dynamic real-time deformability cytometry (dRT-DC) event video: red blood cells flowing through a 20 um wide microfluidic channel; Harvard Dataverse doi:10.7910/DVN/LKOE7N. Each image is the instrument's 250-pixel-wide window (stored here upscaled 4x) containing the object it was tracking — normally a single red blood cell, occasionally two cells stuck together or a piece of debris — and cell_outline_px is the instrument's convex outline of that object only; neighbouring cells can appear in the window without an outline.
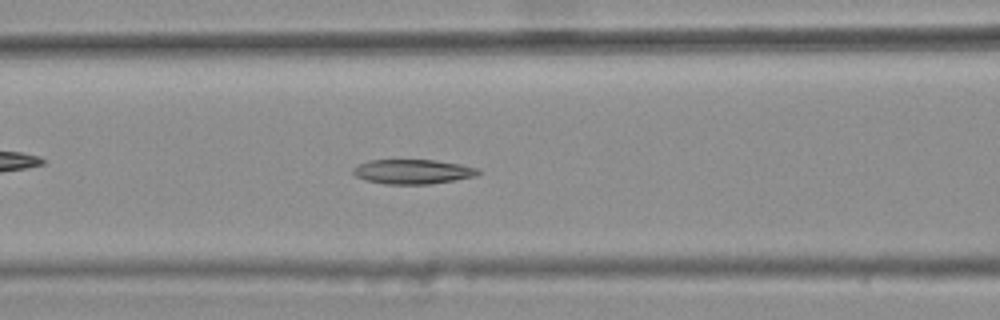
{"species": "common noctule bat (a hibernating species)", "species_latin": "Nyctalus noctula", "temperature_condition": "warm", "stored_images_in_passage": 43, "camera_frame_rate_fps": 3000, "um_per_image_px": 0.085, "animal": {"sex": "female", "body_mass_g": 25.1}, "frame": {"image": 1, "passage_image": 21, "time_ms": 6.667, "image_size_px": [1000, 320], "cell_outline_px": [[480, 172], [476, 176], [432, 184], [384, 184], [364, 180], [356, 176], [352, 172], [352, 168], [368, 160], [432, 160], [460, 164], [480, 168]], "centroid_in_image_um": [35.08, 14.59], "position_along_channel_um": 131.5, "area_um2": 17.98}}
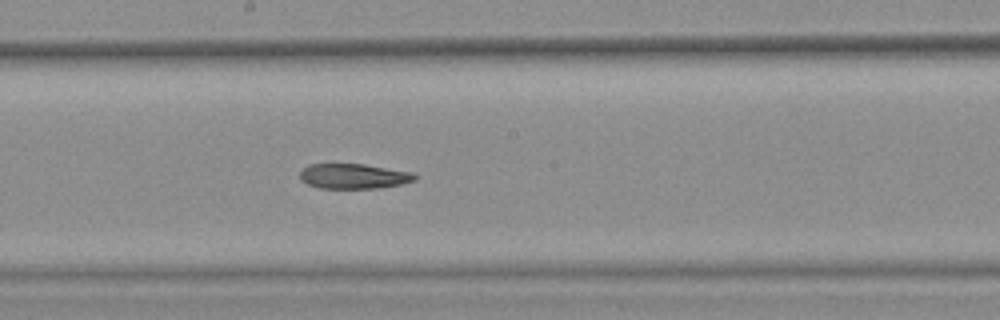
{"frame": {"image": 2, "passage_image": 28, "time_ms": 9.0, "image_size_px": [1000, 320], "cell_outline_px": [[416, 180], [400, 184], [380, 188], [320, 188], [308, 184], [300, 180], [300, 172], [308, 164], [364, 164], [412, 172], [416, 176]], "centroid_in_image_um": [30.05, 14.97], "position_along_channel_um": 218.2, "area_um2": 16.7}}
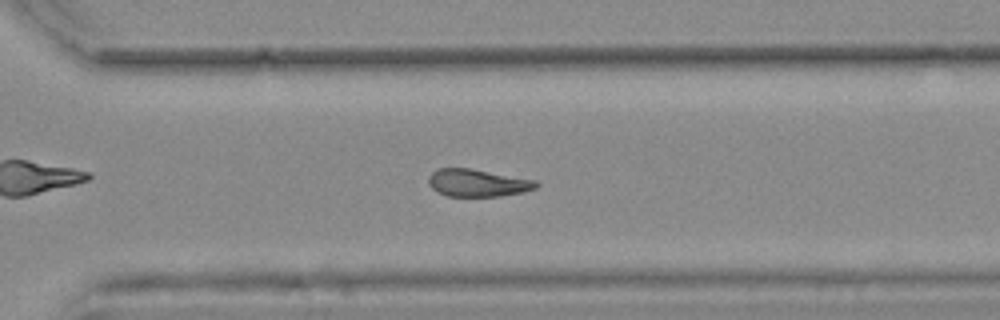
{"frame": {"image": 3, "passage_image": 37, "time_ms": 12.0, "image_size_px": [1000, 320], "cell_outline_px": [[540, 184], [536, 188], [524, 192], [500, 196], [448, 196], [436, 192], [428, 184], [428, 176], [436, 168], [468, 168], [536, 180]], "centroid_in_image_um": [40.57, 15.55], "position_along_channel_um": 330.0, "area_um2": 17.28}, "authors_computed_cell_mechanics": {"area_um2": 18.2648, "velocity_mm_per_s": 3.7249, "shape_relaxation_time_tau1_ms": null, "shape_relaxation_time_tau2_ms": 7.781, "deformation_change_tau1": null, "deformation_change_tau2": 0.1592}}